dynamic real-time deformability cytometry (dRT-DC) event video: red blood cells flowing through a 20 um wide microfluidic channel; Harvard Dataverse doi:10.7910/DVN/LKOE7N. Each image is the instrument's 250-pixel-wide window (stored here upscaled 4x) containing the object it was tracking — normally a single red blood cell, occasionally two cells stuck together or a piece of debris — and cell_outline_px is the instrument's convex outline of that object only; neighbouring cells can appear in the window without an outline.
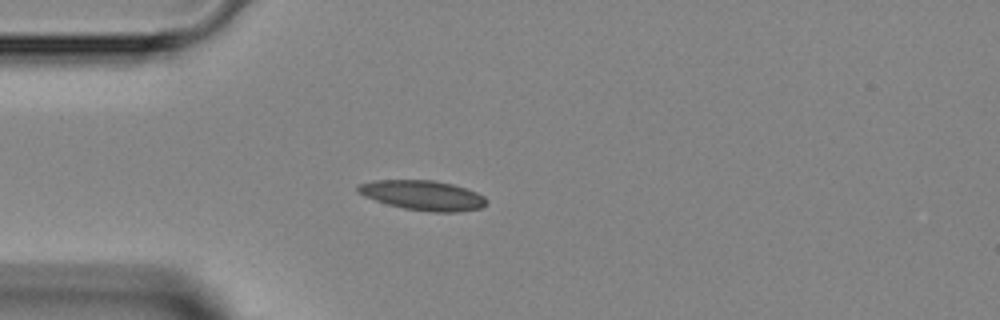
{"species": "Egyptian fruit bat (a non-hibernating species)", "species_latin": "Rousettus aegyptiacus", "temperature_condition": "room temperature", "stored_images_in_passage": 2, "camera_frame_rate_fps": 3000, "um_per_image_px": 0.085, "animal": {"sex": "female"}, "frame": {"image": 1, "passage_image": 2, "time_ms": 2.333, "image_size_px": [1000, 320], "cell_outline_px": [[488, 204], [480, 208], [456, 212], [432, 212], [404, 208], [388, 204], [364, 196], [356, 192], [356, 184], [372, 180], [432, 180], [452, 184], [476, 192], [484, 196], [488, 200]], "centroid_in_image_um": [35.92, 16.59], "position_along_channel_um": 49.1, "area_um2": 22.37}}